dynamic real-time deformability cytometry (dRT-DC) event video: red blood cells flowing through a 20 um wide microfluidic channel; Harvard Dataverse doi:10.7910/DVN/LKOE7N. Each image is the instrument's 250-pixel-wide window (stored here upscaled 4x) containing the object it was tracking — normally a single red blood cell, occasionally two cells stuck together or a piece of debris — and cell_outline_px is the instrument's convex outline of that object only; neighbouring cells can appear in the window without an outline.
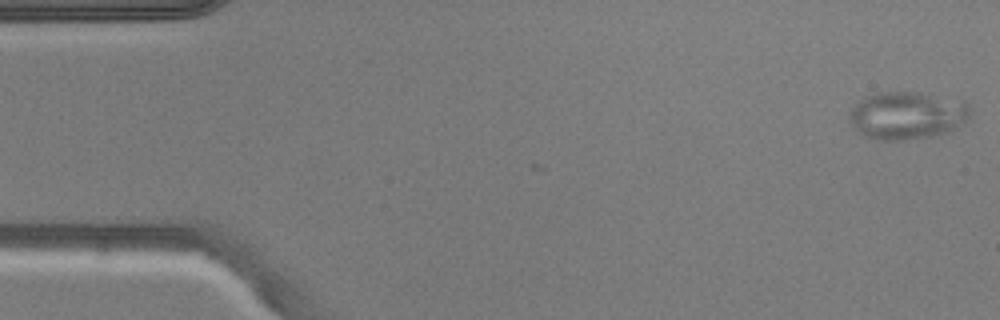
{"species": "common noctule bat (a hibernating species)", "species_latin": "Nyctalus noctula", "temperature_condition": "warm", "stored_images_in_passage": 3, "camera_frame_rate_fps": 3000, "um_per_image_px": 0.085, "animal": {"sex": "male", "body_mass_g": 20.5, "forearm_length_mm": 52.5}, "frame": {"image": 1, "passage_image": 1, "time_ms": 0.0, "image_size_px": [1000, 320], "cell_outline_px": [[972, 116], [968, 120], [956, 128], [948, 132], [932, 136], [900, 140], [880, 140], [864, 136], [852, 124], [848, 116], [848, 112], [864, 96], [876, 92], [920, 92], [964, 100], [972, 108]], "centroid_in_image_um": [77.16, 9.79], "position_along_channel_um": 7.8, "area_um2": 34.04}}